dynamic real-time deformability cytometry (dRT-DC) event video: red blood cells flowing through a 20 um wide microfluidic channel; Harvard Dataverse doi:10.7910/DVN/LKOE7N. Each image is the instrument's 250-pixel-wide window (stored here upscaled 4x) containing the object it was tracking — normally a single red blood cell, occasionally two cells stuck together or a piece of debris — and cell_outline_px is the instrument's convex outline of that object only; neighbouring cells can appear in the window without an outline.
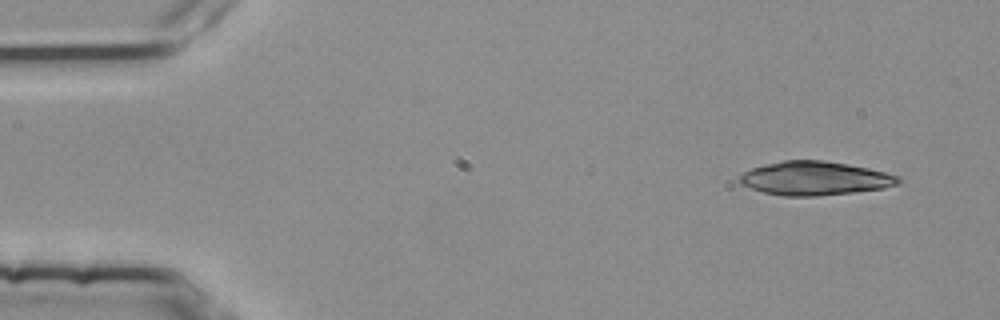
{"species": "common noctule bat (a hibernating species)", "species_latin": "Nyctalus noctula", "temperature_condition": "room temperature", "stored_images_in_passage": 16, "camera_frame_rate_fps": 3000, "um_per_image_px": 0.085, "animal": {"sex": "female", "body_mass_g": 25.1}, "frame": {"image": 1, "passage_image": 1, "time_ms": 0.0, "image_size_px": [1000, 320], "cell_outline_px": [[904, 180], [900, 184], [884, 188], [852, 192], [816, 196], [784, 196], [764, 192], [740, 184], [740, 176], [744, 172], [752, 168], [784, 160], [824, 160], [848, 164], [868, 168], [900, 176]], "centroid_in_image_um": [69.32, 15.16], "position_along_channel_um": 15.7, "area_um2": 31.1}}
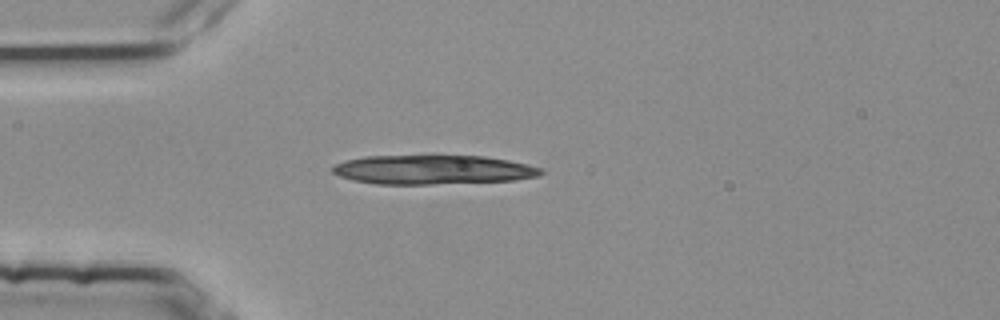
{"frame": {"image": 2, "passage_image": 11, "time_ms": 3.333, "image_size_px": [1000, 320], "cell_outline_px": [[544, 172], [540, 176], [512, 180], [432, 184], [376, 184], [352, 180], [340, 176], [332, 172], [332, 164], [344, 160], [364, 156], [484, 156], [508, 160], [540, 168]], "centroid_in_image_um": [36.73, 14.42], "position_along_channel_um": 48.3, "area_um2": 35.37}}